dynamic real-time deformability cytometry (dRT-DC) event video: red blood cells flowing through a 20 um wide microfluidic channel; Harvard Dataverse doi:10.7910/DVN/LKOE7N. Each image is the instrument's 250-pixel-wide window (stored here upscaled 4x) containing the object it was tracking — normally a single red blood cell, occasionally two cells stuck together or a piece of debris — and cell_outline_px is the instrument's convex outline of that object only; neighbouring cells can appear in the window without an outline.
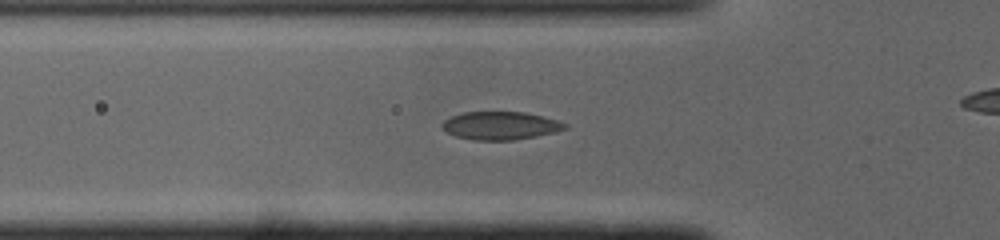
{"species": "common noctule bat (a hibernating species)", "species_latin": "Nyctalus noctula", "temperature_condition": "cold", "stored_images_in_passage": 30, "camera_frame_rate_fps": 3000, "um_per_image_px": 0.085, "animal": {"sex": "male", "body_mass_g": 19.0, "forearm_length_mm": 50.8}, "frame": {"image": 1, "passage_image": 7, "time_ms": 2.0, "image_size_px": [1000, 240], "cell_outline_px": [[568, 128], [556, 132], [536, 136], [512, 140], [472, 140], [456, 136], [440, 128], [440, 124], [444, 120], [452, 116], [464, 112], [524, 112], [556, 120], [568, 124]], "centroid_in_image_um": [42.52, 10.68], "position_along_channel_um": 83.3, "area_um2": 20.06}}
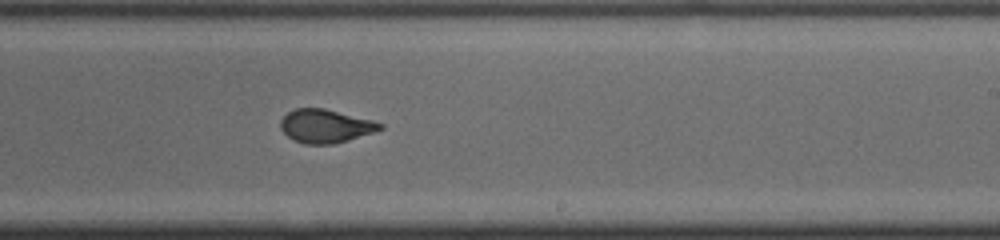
{"frame": {"image": 2, "passage_image": 20, "time_ms": 6.333, "image_size_px": [1000, 240], "cell_outline_px": [[384, 128], [348, 140], [332, 144], [304, 144], [292, 140], [280, 128], [280, 120], [288, 112], [296, 108], [324, 108], [372, 120], [384, 124]], "centroid_in_image_um": [27.64, 10.71], "position_along_channel_um": 261.4, "area_um2": 19.31}}
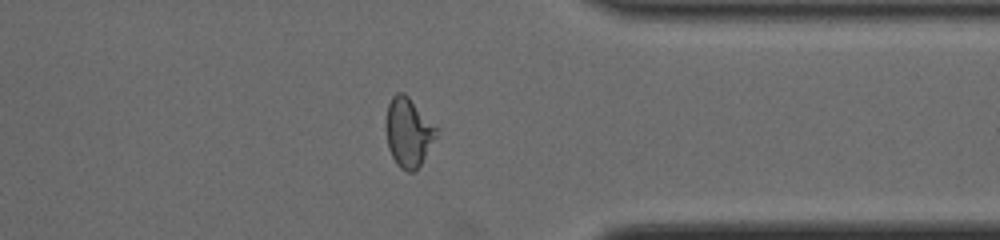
{"frame": {"image": 3, "passage_image": 29, "time_ms": 9.333, "image_size_px": [1000, 240], "cell_outline_px": [[440, 132], [420, 164], [412, 172], [408, 172], [400, 168], [396, 164], [388, 148], [384, 124], [388, 104], [392, 96], [396, 92], [404, 92], [408, 96]], "centroid_in_image_um": [34.68, 11.24], "position_along_channel_um": 376.7, "area_um2": 20.35}}